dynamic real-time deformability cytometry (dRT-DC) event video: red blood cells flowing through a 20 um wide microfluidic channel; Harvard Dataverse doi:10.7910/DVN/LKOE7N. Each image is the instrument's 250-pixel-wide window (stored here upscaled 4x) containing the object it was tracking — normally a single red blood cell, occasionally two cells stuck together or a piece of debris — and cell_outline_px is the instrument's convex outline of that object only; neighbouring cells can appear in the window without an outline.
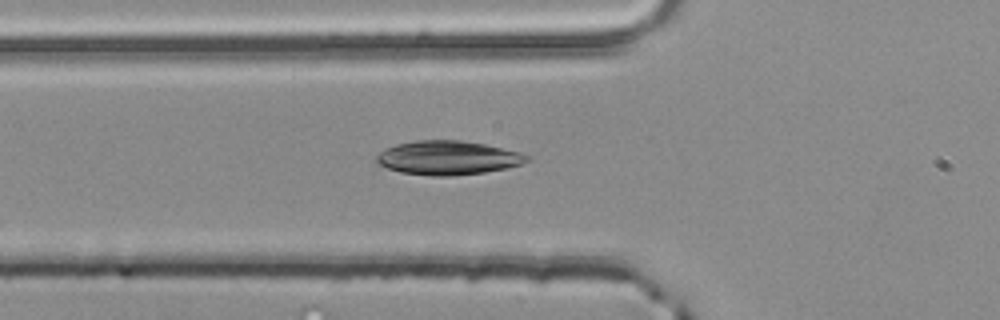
{"species": "common noctule bat (a hibernating species)", "species_latin": "Nyctalus noctula", "temperature_condition": "room temperature", "stored_images_in_passage": 35, "camera_frame_rate_fps": 3000, "um_per_image_px": 0.085, "animal": {"sex": "male", "body_mass_g": 20.4}, "frame": {"image": 1, "passage_image": 2, "time_ms": 0.333, "image_size_px": [1000, 320], "cell_outline_px": [[532, 156], [528, 160], [520, 164], [508, 168], [484, 172], [452, 176], [432, 176], [400, 172], [376, 164], [376, 156], [380, 152], [396, 144], [416, 140], [460, 140], [484, 144], [520, 152]], "centroid_in_image_um": [38.07, 13.42], "position_along_channel_um": 87.7, "area_um2": 29.77}}
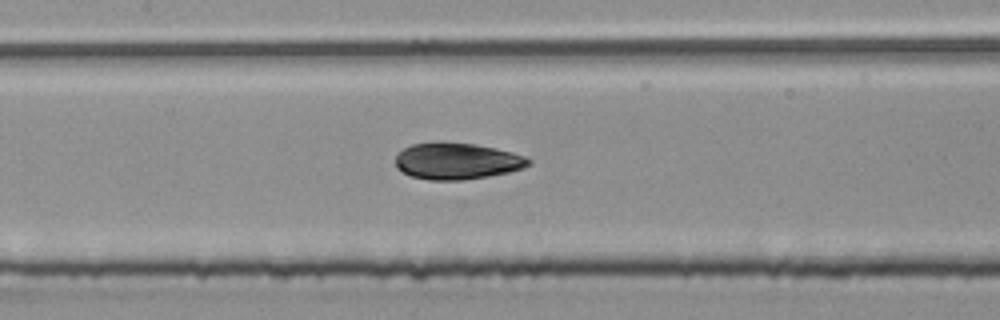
{"frame": {"image": 2, "passage_image": 8, "time_ms": 2.333, "image_size_px": [1000, 320], "cell_outline_px": [[532, 164], [524, 168], [508, 172], [488, 176], [460, 180], [428, 180], [412, 176], [396, 168], [396, 156], [404, 148], [412, 144], [436, 140], [440, 140], [476, 144], [512, 152], [524, 156], [532, 160]], "centroid_in_image_um": [38.84, 13.67], "position_along_channel_um": 168.6, "area_um2": 28.67}}
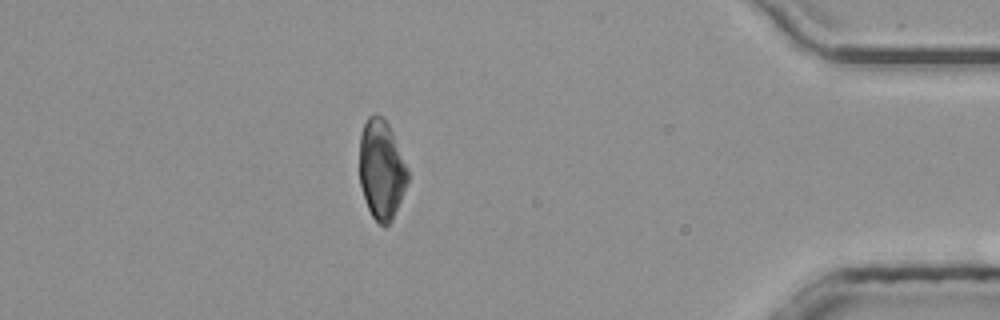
{"frame": {"image": 3, "passage_image": 29, "time_ms": 9.333, "image_size_px": [1000, 320], "cell_outline_px": [[408, 180], [392, 220], [384, 228], [372, 216], [368, 208], [360, 184], [360, 136], [364, 124], [368, 116], [376, 112], [388, 124], [392, 132], [408, 168]], "centroid_in_image_um": [32.42, 14.41], "position_along_channel_um": 402.8, "area_um2": 27.69}}